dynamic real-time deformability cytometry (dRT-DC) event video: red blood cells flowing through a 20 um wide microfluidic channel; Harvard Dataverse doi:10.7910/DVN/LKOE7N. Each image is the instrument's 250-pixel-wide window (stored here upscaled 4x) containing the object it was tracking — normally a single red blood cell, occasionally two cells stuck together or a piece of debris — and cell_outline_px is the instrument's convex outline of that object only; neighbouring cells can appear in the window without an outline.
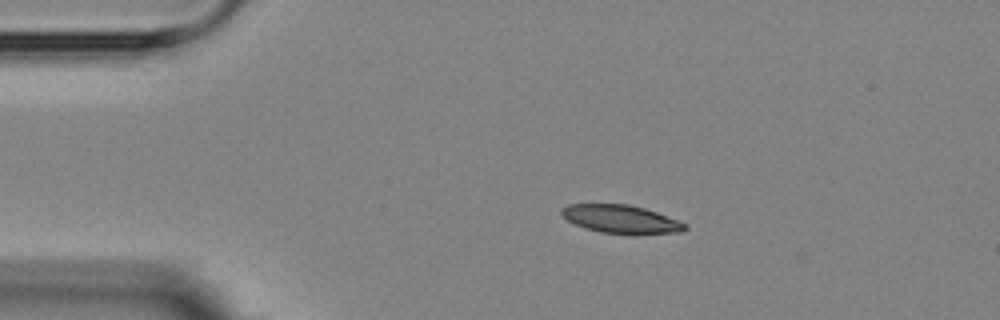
{"species": "Egyptian fruit bat (a non-hibernating species)", "species_latin": "Rousettus aegyptiacus", "temperature_condition": "room temperature", "stored_images_in_passage": 3, "camera_frame_rate_fps": 3000, "um_per_image_px": 0.085, "animal": {"sex": "female"}, "frame": {"image": 1, "passage_image": 2, "time_ms": 1.0, "image_size_px": [1000, 320], "cell_outline_px": [[688, 228], [680, 232], [636, 236], [600, 232], [576, 224], [568, 220], [560, 212], [560, 208], [568, 204], [628, 204], [644, 208], [656, 212], [688, 224]], "centroid_in_image_um": [52.84, 18.65], "position_along_channel_um": 32.2, "area_um2": 20.63}}